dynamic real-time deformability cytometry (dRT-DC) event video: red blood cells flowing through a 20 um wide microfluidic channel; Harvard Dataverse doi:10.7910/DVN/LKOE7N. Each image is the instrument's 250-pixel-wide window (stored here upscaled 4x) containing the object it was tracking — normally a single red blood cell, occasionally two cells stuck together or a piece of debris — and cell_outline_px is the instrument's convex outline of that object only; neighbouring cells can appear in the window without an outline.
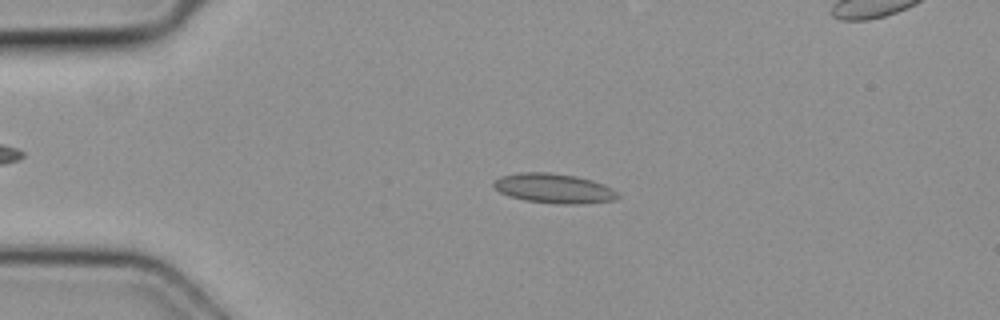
{"species": "common noctule bat (a hibernating species)", "species_latin": "Nyctalus noctula", "temperature_condition": "cold", "stored_images_in_passage": 4, "camera_frame_rate_fps": 3000, "um_per_image_px": 0.085, "animal": {"sex": "female", "body_mass_g": 19.3, "forearm_length_mm": 54.1}, "frame": {"image": 1, "passage_image": 2, "time_ms": 0.333, "image_size_px": [1000, 320], "cell_outline_px": [[620, 196], [616, 200], [584, 204], [556, 204], [524, 200], [508, 196], [500, 192], [492, 184], [500, 176], [524, 172], [548, 172], [576, 176], [592, 180], [604, 184], [612, 188]], "centroid_in_image_um": [47.11, 16.02], "position_along_channel_um": 37.9, "area_um2": 21.56}}